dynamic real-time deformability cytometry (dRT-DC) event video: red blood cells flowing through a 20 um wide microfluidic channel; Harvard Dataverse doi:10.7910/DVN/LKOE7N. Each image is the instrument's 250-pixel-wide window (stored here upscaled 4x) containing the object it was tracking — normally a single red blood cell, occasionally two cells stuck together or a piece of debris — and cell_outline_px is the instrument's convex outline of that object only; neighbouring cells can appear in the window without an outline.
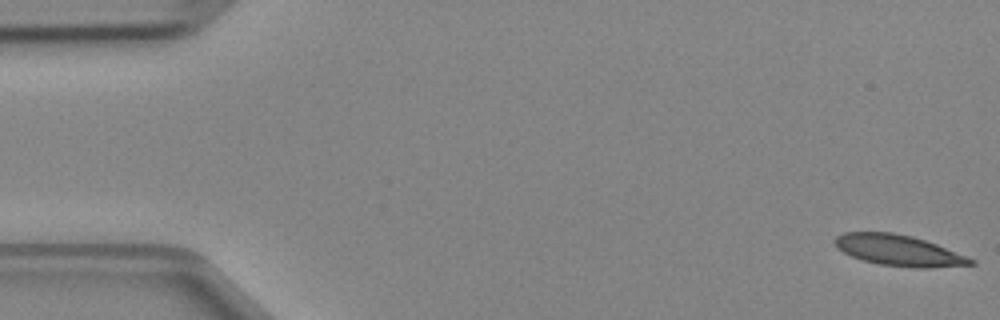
{"species": "Egyptian fruit bat (a non-hibernating species)", "species_latin": "Rousettus aegyptiacus", "temperature_condition": "cold", "stored_images_in_passage": 6, "camera_frame_rate_fps": 3000, "um_per_image_px": 0.085, "animal": {"sex": "female"}, "frame": {"image": 1, "passage_image": 1, "time_ms": 0.0, "image_size_px": [1000, 320], "cell_outline_px": [[976, 264], [928, 268], [916, 268], [880, 264], [864, 260], [852, 256], [844, 252], [832, 240], [836, 236], [844, 232], [892, 232], [912, 236], [936, 244], [976, 260]], "centroid_in_image_um": [76.4, 21.28], "position_along_channel_um": 8.6, "area_um2": 24.22}}
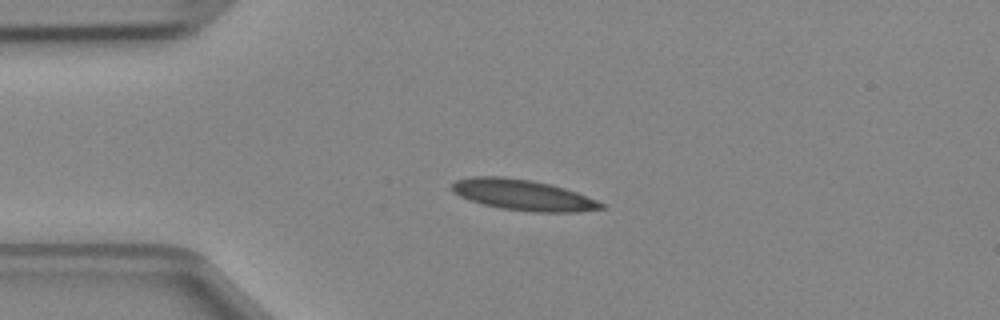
{"frame": {"image": 2, "passage_image": 3, "time_ms": 0.667, "image_size_px": [1000, 320], "cell_outline_px": [[604, 208], [580, 212], [536, 212], [500, 208], [484, 204], [460, 196], [452, 192], [452, 184], [456, 180], [472, 176], [504, 176], [532, 180], [564, 188], [576, 192], [596, 200], [604, 204]], "centroid_in_image_um": [44.45, 16.56], "position_along_channel_um": 40.6, "area_um2": 26.59}}